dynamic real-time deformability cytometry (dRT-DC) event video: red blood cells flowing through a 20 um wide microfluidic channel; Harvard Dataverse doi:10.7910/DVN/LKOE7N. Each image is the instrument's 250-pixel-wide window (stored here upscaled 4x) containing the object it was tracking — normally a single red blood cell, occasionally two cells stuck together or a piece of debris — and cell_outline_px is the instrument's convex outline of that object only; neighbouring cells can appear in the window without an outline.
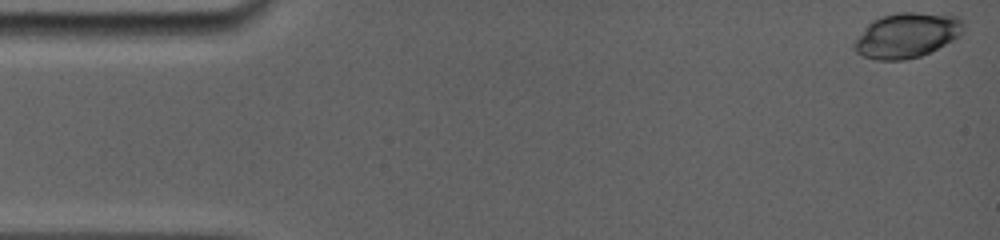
{"species": "common noctule bat (a hibernating species)", "species_latin": "Nyctalus noctula", "temperature_condition": "room temperature", "stored_images_in_passage": 24, "camera_frame_rate_fps": 5000, "um_per_image_px": 0.085, "animal": {"sex": "female", "body_mass_g": 19.0, "forearm_length_mm": 56.7}, "frame": {"image": 1, "passage_image": 1, "time_ms": 0.0, "image_size_px": [1000, 240], "cell_outline_px": [[964, 32], [960, 36], [920, 56], [904, 60], [876, 60], [864, 56], [856, 52], [852, 48], [852, 44], [864, 28], [872, 20], [896, 12], [916, 12], [960, 16], [964, 20]], "centroid_in_image_um": [77.09, 2.99], "position_along_channel_um": 7.9, "area_um2": 28.73}}
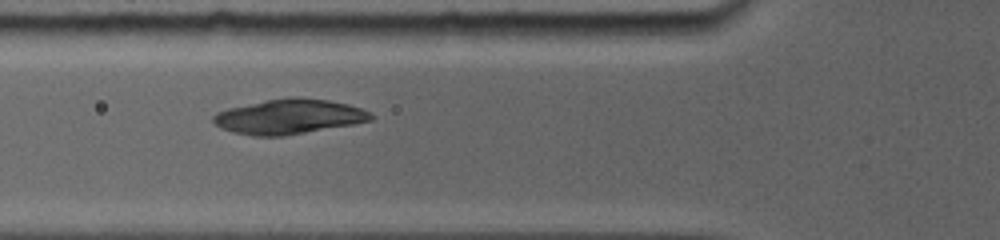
{"frame": {"image": 2, "passage_image": 9, "time_ms": 5.6, "image_size_px": [1000, 240], "cell_outline_px": [[376, 116], [372, 120], [352, 124], [284, 136], [252, 136], [232, 132], [220, 128], [212, 120], [212, 116], [216, 112], [228, 108], [268, 100], [292, 96], [296, 96], [328, 100], [348, 104], [360, 108]], "centroid_in_image_um": [24.54, 9.91], "position_along_channel_um": 101.3, "area_um2": 31.96}}
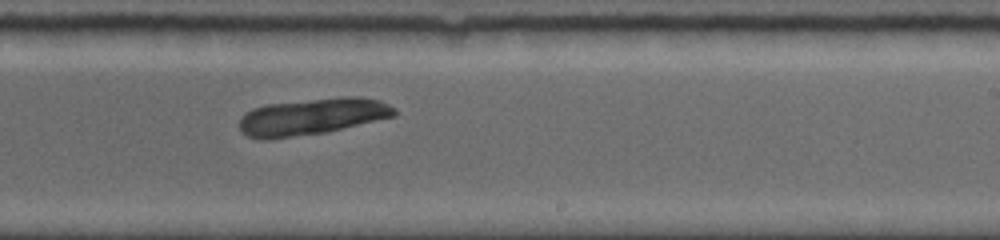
{"frame": {"image": 3, "passage_image": 15, "time_ms": 9.8, "image_size_px": [1000, 240], "cell_outline_px": [[396, 116], [324, 132], [268, 140], [260, 140], [248, 136], [240, 132], [240, 116], [252, 108], [268, 104], [340, 96], [356, 96], [380, 100], [396, 108]], "centroid_in_image_um": [26.51, 9.9], "position_along_channel_um": 262.5, "area_um2": 33.23}}